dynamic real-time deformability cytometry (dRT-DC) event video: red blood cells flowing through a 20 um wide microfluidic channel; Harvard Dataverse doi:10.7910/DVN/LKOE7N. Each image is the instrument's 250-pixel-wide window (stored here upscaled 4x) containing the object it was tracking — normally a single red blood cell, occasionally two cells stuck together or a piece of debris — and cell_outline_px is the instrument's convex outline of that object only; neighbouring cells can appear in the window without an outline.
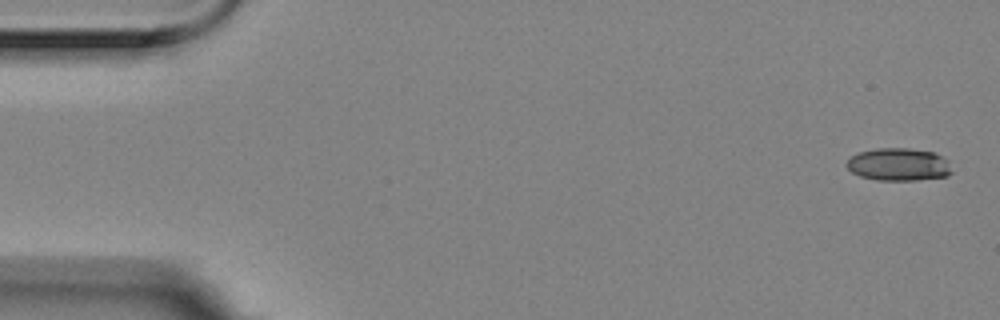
{"species": "Egyptian fruit bat (a non-hibernating species)", "species_latin": "Rousettus aegyptiacus", "temperature_condition": "room temperature", "stored_images_in_passage": 5, "camera_frame_rate_fps": 3000, "um_per_image_px": 0.085, "animal": {"sex": "female"}, "frame": {"image": 1, "passage_image": 1, "time_ms": 0.0, "image_size_px": [1000, 320], "cell_outline_px": [[952, 172], [948, 176], [916, 180], [876, 180], [860, 176], [852, 172], [844, 164], [852, 156], [860, 152], [876, 148], [908, 148], [932, 152], [948, 160]], "centroid_in_image_um": [76.38, 13.98], "position_along_channel_um": 8.6, "area_um2": 20.0}}